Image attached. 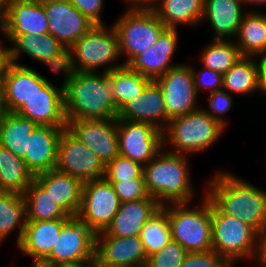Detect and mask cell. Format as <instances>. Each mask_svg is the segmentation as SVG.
Masks as SVG:
<instances>
[{
    "label": "cell",
    "mask_w": 266,
    "mask_h": 267,
    "mask_svg": "<svg viewBox=\"0 0 266 267\" xmlns=\"http://www.w3.org/2000/svg\"><path fill=\"white\" fill-rule=\"evenodd\" d=\"M189 156L176 154L164 147L143 168L149 196L161 206L171 203H192L195 188L191 181Z\"/></svg>",
    "instance_id": "3"
},
{
    "label": "cell",
    "mask_w": 266,
    "mask_h": 267,
    "mask_svg": "<svg viewBox=\"0 0 266 267\" xmlns=\"http://www.w3.org/2000/svg\"><path fill=\"white\" fill-rule=\"evenodd\" d=\"M140 237L147 256L161 250L171 240L168 216L163 207L143 226Z\"/></svg>",
    "instance_id": "37"
},
{
    "label": "cell",
    "mask_w": 266,
    "mask_h": 267,
    "mask_svg": "<svg viewBox=\"0 0 266 267\" xmlns=\"http://www.w3.org/2000/svg\"><path fill=\"white\" fill-rule=\"evenodd\" d=\"M118 34L124 65L155 44L167 29L153 9L127 8L112 24Z\"/></svg>",
    "instance_id": "8"
},
{
    "label": "cell",
    "mask_w": 266,
    "mask_h": 267,
    "mask_svg": "<svg viewBox=\"0 0 266 267\" xmlns=\"http://www.w3.org/2000/svg\"><path fill=\"white\" fill-rule=\"evenodd\" d=\"M151 80L132 70L128 65L110 71L116 109L140 95Z\"/></svg>",
    "instance_id": "35"
},
{
    "label": "cell",
    "mask_w": 266,
    "mask_h": 267,
    "mask_svg": "<svg viewBox=\"0 0 266 267\" xmlns=\"http://www.w3.org/2000/svg\"><path fill=\"white\" fill-rule=\"evenodd\" d=\"M64 128L67 127L38 125L31 132L23 160L34 176L55 169L59 139Z\"/></svg>",
    "instance_id": "23"
},
{
    "label": "cell",
    "mask_w": 266,
    "mask_h": 267,
    "mask_svg": "<svg viewBox=\"0 0 266 267\" xmlns=\"http://www.w3.org/2000/svg\"><path fill=\"white\" fill-rule=\"evenodd\" d=\"M95 258L113 267H145L148 256L141 237H115L105 231L96 234Z\"/></svg>",
    "instance_id": "18"
},
{
    "label": "cell",
    "mask_w": 266,
    "mask_h": 267,
    "mask_svg": "<svg viewBox=\"0 0 266 267\" xmlns=\"http://www.w3.org/2000/svg\"><path fill=\"white\" fill-rule=\"evenodd\" d=\"M38 125L17 113H6L0 122V145L16 156H25L28 138Z\"/></svg>",
    "instance_id": "33"
},
{
    "label": "cell",
    "mask_w": 266,
    "mask_h": 267,
    "mask_svg": "<svg viewBox=\"0 0 266 267\" xmlns=\"http://www.w3.org/2000/svg\"><path fill=\"white\" fill-rule=\"evenodd\" d=\"M30 267H57V266L45 260H33V263L30 265Z\"/></svg>",
    "instance_id": "51"
},
{
    "label": "cell",
    "mask_w": 266,
    "mask_h": 267,
    "mask_svg": "<svg viewBox=\"0 0 266 267\" xmlns=\"http://www.w3.org/2000/svg\"><path fill=\"white\" fill-rule=\"evenodd\" d=\"M198 206L192 203L163 205L166 210L171 239L177 241L188 253L207 252L212 248V203L202 193Z\"/></svg>",
    "instance_id": "6"
},
{
    "label": "cell",
    "mask_w": 266,
    "mask_h": 267,
    "mask_svg": "<svg viewBox=\"0 0 266 267\" xmlns=\"http://www.w3.org/2000/svg\"><path fill=\"white\" fill-rule=\"evenodd\" d=\"M95 25H106L102 20L105 0H66ZM102 13V14H101Z\"/></svg>",
    "instance_id": "44"
},
{
    "label": "cell",
    "mask_w": 266,
    "mask_h": 267,
    "mask_svg": "<svg viewBox=\"0 0 266 267\" xmlns=\"http://www.w3.org/2000/svg\"><path fill=\"white\" fill-rule=\"evenodd\" d=\"M16 113L39 126L67 127L63 81L59 87L48 81Z\"/></svg>",
    "instance_id": "19"
},
{
    "label": "cell",
    "mask_w": 266,
    "mask_h": 267,
    "mask_svg": "<svg viewBox=\"0 0 266 267\" xmlns=\"http://www.w3.org/2000/svg\"><path fill=\"white\" fill-rule=\"evenodd\" d=\"M160 86L167 116L172 119L198 110L196 92L190 63L183 62L155 80Z\"/></svg>",
    "instance_id": "12"
},
{
    "label": "cell",
    "mask_w": 266,
    "mask_h": 267,
    "mask_svg": "<svg viewBox=\"0 0 266 267\" xmlns=\"http://www.w3.org/2000/svg\"><path fill=\"white\" fill-rule=\"evenodd\" d=\"M242 0H204L201 19L209 23L212 40H233L244 15Z\"/></svg>",
    "instance_id": "24"
},
{
    "label": "cell",
    "mask_w": 266,
    "mask_h": 267,
    "mask_svg": "<svg viewBox=\"0 0 266 267\" xmlns=\"http://www.w3.org/2000/svg\"><path fill=\"white\" fill-rule=\"evenodd\" d=\"M34 179L23 158L0 145V191L24 194Z\"/></svg>",
    "instance_id": "32"
},
{
    "label": "cell",
    "mask_w": 266,
    "mask_h": 267,
    "mask_svg": "<svg viewBox=\"0 0 266 267\" xmlns=\"http://www.w3.org/2000/svg\"><path fill=\"white\" fill-rule=\"evenodd\" d=\"M93 267H113V266H108V265L102 264L101 262H99L95 258V259H93Z\"/></svg>",
    "instance_id": "54"
},
{
    "label": "cell",
    "mask_w": 266,
    "mask_h": 267,
    "mask_svg": "<svg viewBox=\"0 0 266 267\" xmlns=\"http://www.w3.org/2000/svg\"><path fill=\"white\" fill-rule=\"evenodd\" d=\"M35 180L69 216L78 215L83 183L77 177L53 169L36 174Z\"/></svg>",
    "instance_id": "26"
},
{
    "label": "cell",
    "mask_w": 266,
    "mask_h": 267,
    "mask_svg": "<svg viewBox=\"0 0 266 267\" xmlns=\"http://www.w3.org/2000/svg\"><path fill=\"white\" fill-rule=\"evenodd\" d=\"M190 65H192L191 70L193 72V80L196 92L199 96L201 91L205 93V91L208 90V93H212L215 90L222 88L223 74L204 66L196 69L193 64Z\"/></svg>",
    "instance_id": "42"
},
{
    "label": "cell",
    "mask_w": 266,
    "mask_h": 267,
    "mask_svg": "<svg viewBox=\"0 0 266 267\" xmlns=\"http://www.w3.org/2000/svg\"><path fill=\"white\" fill-rule=\"evenodd\" d=\"M211 41L201 50L200 63L224 75L242 55L233 40Z\"/></svg>",
    "instance_id": "36"
},
{
    "label": "cell",
    "mask_w": 266,
    "mask_h": 267,
    "mask_svg": "<svg viewBox=\"0 0 266 267\" xmlns=\"http://www.w3.org/2000/svg\"><path fill=\"white\" fill-rule=\"evenodd\" d=\"M67 219L27 221L18 246L32 260H44L51 252Z\"/></svg>",
    "instance_id": "27"
},
{
    "label": "cell",
    "mask_w": 266,
    "mask_h": 267,
    "mask_svg": "<svg viewBox=\"0 0 266 267\" xmlns=\"http://www.w3.org/2000/svg\"><path fill=\"white\" fill-rule=\"evenodd\" d=\"M6 113L7 112L4 105L3 89L2 87H0V122Z\"/></svg>",
    "instance_id": "52"
},
{
    "label": "cell",
    "mask_w": 266,
    "mask_h": 267,
    "mask_svg": "<svg viewBox=\"0 0 266 267\" xmlns=\"http://www.w3.org/2000/svg\"><path fill=\"white\" fill-rule=\"evenodd\" d=\"M14 0H0V16L10 7Z\"/></svg>",
    "instance_id": "53"
},
{
    "label": "cell",
    "mask_w": 266,
    "mask_h": 267,
    "mask_svg": "<svg viewBox=\"0 0 266 267\" xmlns=\"http://www.w3.org/2000/svg\"><path fill=\"white\" fill-rule=\"evenodd\" d=\"M236 266H238V265H232L231 267H236ZM250 267H264V266H261L258 263H256V264L254 263Z\"/></svg>",
    "instance_id": "55"
},
{
    "label": "cell",
    "mask_w": 266,
    "mask_h": 267,
    "mask_svg": "<svg viewBox=\"0 0 266 267\" xmlns=\"http://www.w3.org/2000/svg\"><path fill=\"white\" fill-rule=\"evenodd\" d=\"M161 208L162 206L151 196L146 199L122 202L105 232L121 238L140 236L143 226Z\"/></svg>",
    "instance_id": "25"
},
{
    "label": "cell",
    "mask_w": 266,
    "mask_h": 267,
    "mask_svg": "<svg viewBox=\"0 0 266 267\" xmlns=\"http://www.w3.org/2000/svg\"><path fill=\"white\" fill-rule=\"evenodd\" d=\"M48 19L49 34L67 50L95 24L66 0H41Z\"/></svg>",
    "instance_id": "17"
},
{
    "label": "cell",
    "mask_w": 266,
    "mask_h": 267,
    "mask_svg": "<svg viewBox=\"0 0 266 267\" xmlns=\"http://www.w3.org/2000/svg\"><path fill=\"white\" fill-rule=\"evenodd\" d=\"M48 22L41 0H14L0 16V34L11 45L21 34L49 33Z\"/></svg>",
    "instance_id": "15"
},
{
    "label": "cell",
    "mask_w": 266,
    "mask_h": 267,
    "mask_svg": "<svg viewBox=\"0 0 266 267\" xmlns=\"http://www.w3.org/2000/svg\"><path fill=\"white\" fill-rule=\"evenodd\" d=\"M64 114L66 121L83 119H117L110 72H77L63 74Z\"/></svg>",
    "instance_id": "2"
},
{
    "label": "cell",
    "mask_w": 266,
    "mask_h": 267,
    "mask_svg": "<svg viewBox=\"0 0 266 267\" xmlns=\"http://www.w3.org/2000/svg\"><path fill=\"white\" fill-rule=\"evenodd\" d=\"M258 264L266 267V229L261 235V251H260Z\"/></svg>",
    "instance_id": "48"
},
{
    "label": "cell",
    "mask_w": 266,
    "mask_h": 267,
    "mask_svg": "<svg viewBox=\"0 0 266 267\" xmlns=\"http://www.w3.org/2000/svg\"><path fill=\"white\" fill-rule=\"evenodd\" d=\"M152 9L166 28H194L201 24L204 0H160Z\"/></svg>",
    "instance_id": "29"
},
{
    "label": "cell",
    "mask_w": 266,
    "mask_h": 267,
    "mask_svg": "<svg viewBox=\"0 0 266 267\" xmlns=\"http://www.w3.org/2000/svg\"><path fill=\"white\" fill-rule=\"evenodd\" d=\"M96 233L79 215H70L50 254L44 259L55 266L95 259Z\"/></svg>",
    "instance_id": "9"
},
{
    "label": "cell",
    "mask_w": 266,
    "mask_h": 267,
    "mask_svg": "<svg viewBox=\"0 0 266 267\" xmlns=\"http://www.w3.org/2000/svg\"><path fill=\"white\" fill-rule=\"evenodd\" d=\"M55 169L84 183L103 179L105 165L90 148L64 128L59 139Z\"/></svg>",
    "instance_id": "10"
},
{
    "label": "cell",
    "mask_w": 266,
    "mask_h": 267,
    "mask_svg": "<svg viewBox=\"0 0 266 267\" xmlns=\"http://www.w3.org/2000/svg\"><path fill=\"white\" fill-rule=\"evenodd\" d=\"M250 11V12H249ZM244 15L233 41L242 56L266 55V13L249 10ZM262 12V13H261Z\"/></svg>",
    "instance_id": "28"
},
{
    "label": "cell",
    "mask_w": 266,
    "mask_h": 267,
    "mask_svg": "<svg viewBox=\"0 0 266 267\" xmlns=\"http://www.w3.org/2000/svg\"><path fill=\"white\" fill-rule=\"evenodd\" d=\"M232 264L213 250L187 253L181 267H231Z\"/></svg>",
    "instance_id": "43"
},
{
    "label": "cell",
    "mask_w": 266,
    "mask_h": 267,
    "mask_svg": "<svg viewBox=\"0 0 266 267\" xmlns=\"http://www.w3.org/2000/svg\"><path fill=\"white\" fill-rule=\"evenodd\" d=\"M121 58L114 26L95 25L68 49V70L99 72L102 68L103 73H108L124 66Z\"/></svg>",
    "instance_id": "5"
},
{
    "label": "cell",
    "mask_w": 266,
    "mask_h": 267,
    "mask_svg": "<svg viewBox=\"0 0 266 267\" xmlns=\"http://www.w3.org/2000/svg\"><path fill=\"white\" fill-rule=\"evenodd\" d=\"M177 29L167 28L159 37L157 42L136 56L128 66L155 81L176 65L172 62L179 44Z\"/></svg>",
    "instance_id": "22"
},
{
    "label": "cell",
    "mask_w": 266,
    "mask_h": 267,
    "mask_svg": "<svg viewBox=\"0 0 266 267\" xmlns=\"http://www.w3.org/2000/svg\"><path fill=\"white\" fill-rule=\"evenodd\" d=\"M11 63L9 46H0V87L3 86L6 70Z\"/></svg>",
    "instance_id": "45"
},
{
    "label": "cell",
    "mask_w": 266,
    "mask_h": 267,
    "mask_svg": "<svg viewBox=\"0 0 266 267\" xmlns=\"http://www.w3.org/2000/svg\"><path fill=\"white\" fill-rule=\"evenodd\" d=\"M187 251L174 240H170L161 250L148 256L145 267H181Z\"/></svg>",
    "instance_id": "39"
},
{
    "label": "cell",
    "mask_w": 266,
    "mask_h": 267,
    "mask_svg": "<svg viewBox=\"0 0 266 267\" xmlns=\"http://www.w3.org/2000/svg\"><path fill=\"white\" fill-rule=\"evenodd\" d=\"M119 155L148 164L163 148V132L145 122L117 119Z\"/></svg>",
    "instance_id": "13"
},
{
    "label": "cell",
    "mask_w": 266,
    "mask_h": 267,
    "mask_svg": "<svg viewBox=\"0 0 266 267\" xmlns=\"http://www.w3.org/2000/svg\"><path fill=\"white\" fill-rule=\"evenodd\" d=\"M9 45L10 60L20 65L25 54L30 59L47 65L51 73L64 74L68 70V50L49 33L43 35L21 34Z\"/></svg>",
    "instance_id": "14"
},
{
    "label": "cell",
    "mask_w": 266,
    "mask_h": 267,
    "mask_svg": "<svg viewBox=\"0 0 266 267\" xmlns=\"http://www.w3.org/2000/svg\"><path fill=\"white\" fill-rule=\"evenodd\" d=\"M27 221L67 219L69 216L35 179L23 194Z\"/></svg>",
    "instance_id": "34"
},
{
    "label": "cell",
    "mask_w": 266,
    "mask_h": 267,
    "mask_svg": "<svg viewBox=\"0 0 266 267\" xmlns=\"http://www.w3.org/2000/svg\"><path fill=\"white\" fill-rule=\"evenodd\" d=\"M121 204L112 184L104 178L84 182L78 215L97 234L111 224Z\"/></svg>",
    "instance_id": "11"
},
{
    "label": "cell",
    "mask_w": 266,
    "mask_h": 267,
    "mask_svg": "<svg viewBox=\"0 0 266 267\" xmlns=\"http://www.w3.org/2000/svg\"><path fill=\"white\" fill-rule=\"evenodd\" d=\"M128 8H143V9H152L160 0H121Z\"/></svg>",
    "instance_id": "47"
},
{
    "label": "cell",
    "mask_w": 266,
    "mask_h": 267,
    "mask_svg": "<svg viewBox=\"0 0 266 267\" xmlns=\"http://www.w3.org/2000/svg\"><path fill=\"white\" fill-rule=\"evenodd\" d=\"M67 129L90 148L104 165L119 155L117 119L67 121Z\"/></svg>",
    "instance_id": "16"
},
{
    "label": "cell",
    "mask_w": 266,
    "mask_h": 267,
    "mask_svg": "<svg viewBox=\"0 0 266 267\" xmlns=\"http://www.w3.org/2000/svg\"><path fill=\"white\" fill-rule=\"evenodd\" d=\"M117 119L150 123L163 132L170 118L167 116L163 93L158 83L151 80L140 95L118 110Z\"/></svg>",
    "instance_id": "21"
},
{
    "label": "cell",
    "mask_w": 266,
    "mask_h": 267,
    "mask_svg": "<svg viewBox=\"0 0 266 267\" xmlns=\"http://www.w3.org/2000/svg\"><path fill=\"white\" fill-rule=\"evenodd\" d=\"M112 184L121 202L135 201L149 197L145 187L144 177L122 181H107Z\"/></svg>",
    "instance_id": "41"
},
{
    "label": "cell",
    "mask_w": 266,
    "mask_h": 267,
    "mask_svg": "<svg viewBox=\"0 0 266 267\" xmlns=\"http://www.w3.org/2000/svg\"><path fill=\"white\" fill-rule=\"evenodd\" d=\"M26 225V201L23 194L0 191V245L12 236V233L18 232V246Z\"/></svg>",
    "instance_id": "30"
},
{
    "label": "cell",
    "mask_w": 266,
    "mask_h": 267,
    "mask_svg": "<svg viewBox=\"0 0 266 267\" xmlns=\"http://www.w3.org/2000/svg\"><path fill=\"white\" fill-rule=\"evenodd\" d=\"M214 173L206 181L205 196L221 213L240 219L262 235L266 229V191L227 169Z\"/></svg>",
    "instance_id": "1"
},
{
    "label": "cell",
    "mask_w": 266,
    "mask_h": 267,
    "mask_svg": "<svg viewBox=\"0 0 266 267\" xmlns=\"http://www.w3.org/2000/svg\"><path fill=\"white\" fill-rule=\"evenodd\" d=\"M230 95L252 96L259 94L257 57L241 58L223 75V86Z\"/></svg>",
    "instance_id": "31"
},
{
    "label": "cell",
    "mask_w": 266,
    "mask_h": 267,
    "mask_svg": "<svg viewBox=\"0 0 266 267\" xmlns=\"http://www.w3.org/2000/svg\"><path fill=\"white\" fill-rule=\"evenodd\" d=\"M225 130L227 129L201 107L170 119L163 131V147L170 152L187 156L203 153L222 137Z\"/></svg>",
    "instance_id": "4"
},
{
    "label": "cell",
    "mask_w": 266,
    "mask_h": 267,
    "mask_svg": "<svg viewBox=\"0 0 266 267\" xmlns=\"http://www.w3.org/2000/svg\"><path fill=\"white\" fill-rule=\"evenodd\" d=\"M143 168L141 163L118 155L105 165L104 179L106 181H122L144 177Z\"/></svg>",
    "instance_id": "38"
},
{
    "label": "cell",
    "mask_w": 266,
    "mask_h": 267,
    "mask_svg": "<svg viewBox=\"0 0 266 267\" xmlns=\"http://www.w3.org/2000/svg\"><path fill=\"white\" fill-rule=\"evenodd\" d=\"M244 6L246 7V9L248 8V6L250 5V9H251V6H254V7H260L262 8V5L265 6L266 5V0H242ZM247 5V6H246Z\"/></svg>",
    "instance_id": "50"
},
{
    "label": "cell",
    "mask_w": 266,
    "mask_h": 267,
    "mask_svg": "<svg viewBox=\"0 0 266 267\" xmlns=\"http://www.w3.org/2000/svg\"><path fill=\"white\" fill-rule=\"evenodd\" d=\"M212 248L232 265L241 260L258 263L261 235L240 219L221 213L212 204Z\"/></svg>",
    "instance_id": "7"
},
{
    "label": "cell",
    "mask_w": 266,
    "mask_h": 267,
    "mask_svg": "<svg viewBox=\"0 0 266 267\" xmlns=\"http://www.w3.org/2000/svg\"><path fill=\"white\" fill-rule=\"evenodd\" d=\"M234 96L230 95L223 87L209 93L207 97L208 108H203L213 119L217 120L226 129L228 121L227 113L233 108ZM226 115V116H225ZM225 116V117H224Z\"/></svg>",
    "instance_id": "40"
},
{
    "label": "cell",
    "mask_w": 266,
    "mask_h": 267,
    "mask_svg": "<svg viewBox=\"0 0 266 267\" xmlns=\"http://www.w3.org/2000/svg\"><path fill=\"white\" fill-rule=\"evenodd\" d=\"M48 81L37 69L11 62L2 86L6 112L16 113Z\"/></svg>",
    "instance_id": "20"
},
{
    "label": "cell",
    "mask_w": 266,
    "mask_h": 267,
    "mask_svg": "<svg viewBox=\"0 0 266 267\" xmlns=\"http://www.w3.org/2000/svg\"><path fill=\"white\" fill-rule=\"evenodd\" d=\"M57 267H93V259L84 260V261L77 262V263L63 264Z\"/></svg>",
    "instance_id": "49"
},
{
    "label": "cell",
    "mask_w": 266,
    "mask_h": 267,
    "mask_svg": "<svg viewBox=\"0 0 266 267\" xmlns=\"http://www.w3.org/2000/svg\"><path fill=\"white\" fill-rule=\"evenodd\" d=\"M259 69V94L266 96V55L257 57Z\"/></svg>",
    "instance_id": "46"
}]
</instances>
